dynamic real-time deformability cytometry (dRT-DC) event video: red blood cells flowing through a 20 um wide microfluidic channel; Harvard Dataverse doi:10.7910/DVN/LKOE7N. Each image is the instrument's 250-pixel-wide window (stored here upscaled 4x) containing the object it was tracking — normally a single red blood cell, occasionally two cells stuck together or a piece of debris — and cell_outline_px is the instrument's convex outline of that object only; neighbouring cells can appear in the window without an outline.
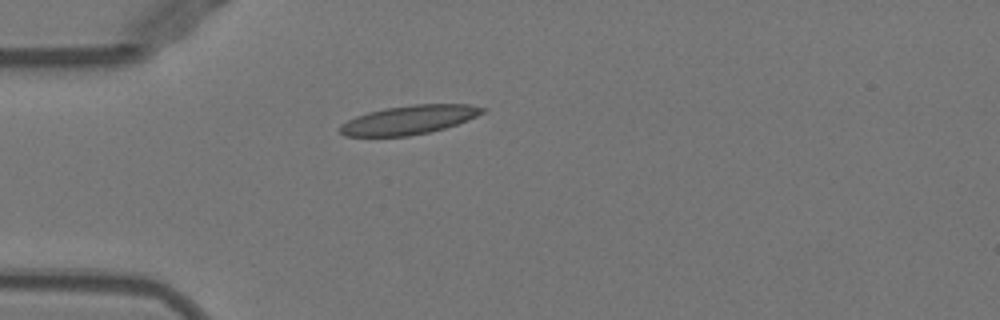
{"species": "Egyptian fruit bat (a non-hibernating species)", "species_latin": "Rousettus aegyptiacus", "temperature_condition": "warm", "stored_images_in_passage": 38, "camera_frame_rate_fps": 3000, "um_per_image_px": 0.085, "animal": {"sex": "female"}, "frame": {"image": 1, "passage_image": 1, "time_ms": 0.0, "image_size_px": [1000, 320], "cell_outline_px": [[488, 108], [484, 112], [468, 120], [444, 128], [428, 132], [408, 136], [344, 136], [340, 132], [340, 124], [356, 116], [368, 112], [384, 108], [416, 104], [468, 104]], "centroid_in_image_um": [34.77, 10.18], "position_along_channel_um": 50.2, "area_um2": 23.87}}
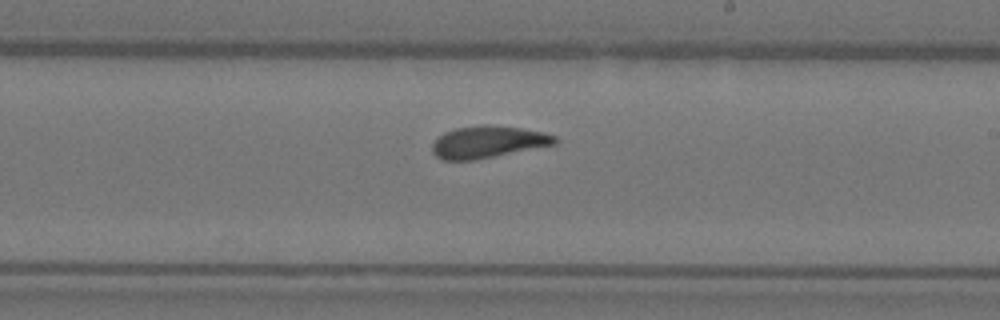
{"frame": {"image": 2, "passage_image": 17, "time_ms": 5.333, "image_size_px": [1000, 320], "cell_outline_px": [[560, 140], [556, 144], [472, 160], [444, 160], [436, 156], [432, 152], [432, 144], [444, 132], [456, 128], [484, 124], [488, 124], [520, 128], [544, 132], [556, 136]], "centroid_in_image_um": [41.49, 12.05], "position_along_channel_um": 247.5, "area_um2": 22.72}}
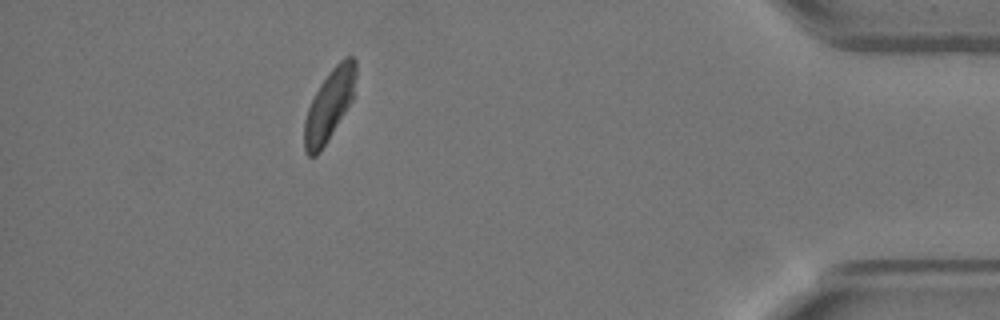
{"frame": {"image": 3, "passage_image": 33, "time_ms": 10.667, "image_size_px": [1000, 320], "cell_outline_px": [[356, 76], [352, 100], [320, 152], [316, 156], [308, 156], [304, 152], [304, 120], [308, 108], [320, 84], [332, 68], [344, 56], [352, 56], [356, 60]], "centroid_in_image_um": [27.98, 8.93], "position_along_channel_um": 407.2, "area_um2": 21.1}, "authors_computed_cell_mechanics": {"area_um2": 22.7154, "velocity_mm_per_s": 3.933, "shape_relaxation_time_tau1_ms": null, "shape_relaxation_time_tau2_ms": 1.6683, "deformation_change_tau1": null, "deformation_change_tau2": 0.0836}}